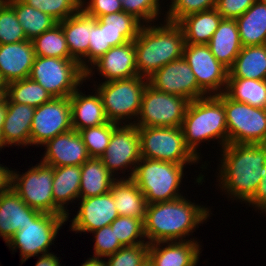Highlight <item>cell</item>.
<instances>
[{
    "label": "cell",
    "mask_w": 266,
    "mask_h": 266,
    "mask_svg": "<svg viewBox=\"0 0 266 266\" xmlns=\"http://www.w3.org/2000/svg\"><path fill=\"white\" fill-rule=\"evenodd\" d=\"M216 182L233 201L247 203L255 194L266 165V144H227L221 150Z\"/></svg>",
    "instance_id": "cell-1"
},
{
    "label": "cell",
    "mask_w": 266,
    "mask_h": 266,
    "mask_svg": "<svg viewBox=\"0 0 266 266\" xmlns=\"http://www.w3.org/2000/svg\"><path fill=\"white\" fill-rule=\"evenodd\" d=\"M183 196L169 202L147 204L143 221L148 244L170 241L196 240L188 238L208 220L209 208L191 202ZM197 204V205H196ZM187 237V239H186Z\"/></svg>",
    "instance_id": "cell-2"
},
{
    "label": "cell",
    "mask_w": 266,
    "mask_h": 266,
    "mask_svg": "<svg viewBox=\"0 0 266 266\" xmlns=\"http://www.w3.org/2000/svg\"><path fill=\"white\" fill-rule=\"evenodd\" d=\"M137 75L148 79L164 65L183 57L185 39L182 28L169 21L142 25L133 40Z\"/></svg>",
    "instance_id": "cell-3"
},
{
    "label": "cell",
    "mask_w": 266,
    "mask_h": 266,
    "mask_svg": "<svg viewBox=\"0 0 266 266\" xmlns=\"http://www.w3.org/2000/svg\"><path fill=\"white\" fill-rule=\"evenodd\" d=\"M181 128L186 146L200 160L204 158L198 150L202 142L217 140L220 150L228 144L224 104L215 95L191 101Z\"/></svg>",
    "instance_id": "cell-4"
},
{
    "label": "cell",
    "mask_w": 266,
    "mask_h": 266,
    "mask_svg": "<svg viewBox=\"0 0 266 266\" xmlns=\"http://www.w3.org/2000/svg\"><path fill=\"white\" fill-rule=\"evenodd\" d=\"M186 165L141 158L131 179L144 194L147 204L173 201L183 197L180 187Z\"/></svg>",
    "instance_id": "cell-5"
},
{
    "label": "cell",
    "mask_w": 266,
    "mask_h": 266,
    "mask_svg": "<svg viewBox=\"0 0 266 266\" xmlns=\"http://www.w3.org/2000/svg\"><path fill=\"white\" fill-rule=\"evenodd\" d=\"M98 83L97 85L93 83V90H96L101 97L108 121L119 125H134L140 112L142 95L148 79L135 76Z\"/></svg>",
    "instance_id": "cell-6"
},
{
    "label": "cell",
    "mask_w": 266,
    "mask_h": 266,
    "mask_svg": "<svg viewBox=\"0 0 266 266\" xmlns=\"http://www.w3.org/2000/svg\"><path fill=\"white\" fill-rule=\"evenodd\" d=\"M29 78L53 98L70 97L85 80V71L75 59L36 56Z\"/></svg>",
    "instance_id": "cell-7"
},
{
    "label": "cell",
    "mask_w": 266,
    "mask_h": 266,
    "mask_svg": "<svg viewBox=\"0 0 266 266\" xmlns=\"http://www.w3.org/2000/svg\"><path fill=\"white\" fill-rule=\"evenodd\" d=\"M138 135L141 158L190 166L202 161L186 146L181 127H138Z\"/></svg>",
    "instance_id": "cell-8"
},
{
    "label": "cell",
    "mask_w": 266,
    "mask_h": 266,
    "mask_svg": "<svg viewBox=\"0 0 266 266\" xmlns=\"http://www.w3.org/2000/svg\"><path fill=\"white\" fill-rule=\"evenodd\" d=\"M223 104L228 130V144H266V108H255L215 95Z\"/></svg>",
    "instance_id": "cell-9"
},
{
    "label": "cell",
    "mask_w": 266,
    "mask_h": 266,
    "mask_svg": "<svg viewBox=\"0 0 266 266\" xmlns=\"http://www.w3.org/2000/svg\"><path fill=\"white\" fill-rule=\"evenodd\" d=\"M67 215H55L40 212L24 228L17 231L6 246L14 252L19 250L20 263L30 257L50 253V246L56 241L59 230L65 225ZM65 222V223H64Z\"/></svg>",
    "instance_id": "cell-10"
},
{
    "label": "cell",
    "mask_w": 266,
    "mask_h": 266,
    "mask_svg": "<svg viewBox=\"0 0 266 266\" xmlns=\"http://www.w3.org/2000/svg\"><path fill=\"white\" fill-rule=\"evenodd\" d=\"M54 167L42 162L25 173L13 170L12 189L32 209L42 213L66 215L53 200Z\"/></svg>",
    "instance_id": "cell-11"
},
{
    "label": "cell",
    "mask_w": 266,
    "mask_h": 266,
    "mask_svg": "<svg viewBox=\"0 0 266 266\" xmlns=\"http://www.w3.org/2000/svg\"><path fill=\"white\" fill-rule=\"evenodd\" d=\"M190 101L160 92L147 84L142 95L137 127H181Z\"/></svg>",
    "instance_id": "cell-12"
},
{
    "label": "cell",
    "mask_w": 266,
    "mask_h": 266,
    "mask_svg": "<svg viewBox=\"0 0 266 266\" xmlns=\"http://www.w3.org/2000/svg\"><path fill=\"white\" fill-rule=\"evenodd\" d=\"M100 159L116 179L132 178L136 164L141 159L138 127L133 124L118 125L113 130L109 145ZM126 170L130 172L128 176L125 175ZM118 171L125 176L120 177L121 173Z\"/></svg>",
    "instance_id": "cell-13"
},
{
    "label": "cell",
    "mask_w": 266,
    "mask_h": 266,
    "mask_svg": "<svg viewBox=\"0 0 266 266\" xmlns=\"http://www.w3.org/2000/svg\"><path fill=\"white\" fill-rule=\"evenodd\" d=\"M183 58L192 69L198 86L207 95L225 92L229 69L216 59L207 44L185 43Z\"/></svg>",
    "instance_id": "cell-14"
},
{
    "label": "cell",
    "mask_w": 266,
    "mask_h": 266,
    "mask_svg": "<svg viewBox=\"0 0 266 266\" xmlns=\"http://www.w3.org/2000/svg\"><path fill=\"white\" fill-rule=\"evenodd\" d=\"M71 129L70 97L52 98L35 109L31 123L30 146L42 147L55 136Z\"/></svg>",
    "instance_id": "cell-15"
},
{
    "label": "cell",
    "mask_w": 266,
    "mask_h": 266,
    "mask_svg": "<svg viewBox=\"0 0 266 266\" xmlns=\"http://www.w3.org/2000/svg\"><path fill=\"white\" fill-rule=\"evenodd\" d=\"M154 89L188 99L190 102L208 96L199 86L196 77L183 57L157 70L148 78Z\"/></svg>",
    "instance_id": "cell-16"
},
{
    "label": "cell",
    "mask_w": 266,
    "mask_h": 266,
    "mask_svg": "<svg viewBox=\"0 0 266 266\" xmlns=\"http://www.w3.org/2000/svg\"><path fill=\"white\" fill-rule=\"evenodd\" d=\"M78 201L80 202L77 204V213L70 219L69 227L70 231L76 232L75 234L91 233L109 226L119 216L111 191Z\"/></svg>",
    "instance_id": "cell-17"
},
{
    "label": "cell",
    "mask_w": 266,
    "mask_h": 266,
    "mask_svg": "<svg viewBox=\"0 0 266 266\" xmlns=\"http://www.w3.org/2000/svg\"><path fill=\"white\" fill-rule=\"evenodd\" d=\"M135 58L136 50L133 41H129L124 45L111 47L88 68L85 72V80H91V77L95 74V69L100 74L99 76H103V82L138 76Z\"/></svg>",
    "instance_id": "cell-18"
},
{
    "label": "cell",
    "mask_w": 266,
    "mask_h": 266,
    "mask_svg": "<svg viewBox=\"0 0 266 266\" xmlns=\"http://www.w3.org/2000/svg\"><path fill=\"white\" fill-rule=\"evenodd\" d=\"M40 162L51 167L81 166L90 156L80 134L74 130L60 133L44 145Z\"/></svg>",
    "instance_id": "cell-19"
},
{
    "label": "cell",
    "mask_w": 266,
    "mask_h": 266,
    "mask_svg": "<svg viewBox=\"0 0 266 266\" xmlns=\"http://www.w3.org/2000/svg\"><path fill=\"white\" fill-rule=\"evenodd\" d=\"M200 241H170L149 244L148 259L154 266H197Z\"/></svg>",
    "instance_id": "cell-20"
},
{
    "label": "cell",
    "mask_w": 266,
    "mask_h": 266,
    "mask_svg": "<svg viewBox=\"0 0 266 266\" xmlns=\"http://www.w3.org/2000/svg\"><path fill=\"white\" fill-rule=\"evenodd\" d=\"M36 54L31 40L0 45V73L8 83L29 78Z\"/></svg>",
    "instance_id": "cell-21"
},
{
    "label": "cell",
    "mask_w": 266,
    "mask_h": 266,
    "mask_svg": "<svg viewBox=\"0 0 266 266\" xmlns=\"http://www.w3.org/2000/svg\"><path fill=\"white\" fill-rule=\"evenodd\" d=\"M64 32L70 55L86 72L89 68V39L92 17L83 10L58 23Z\"/></svg>",
    "instance_id": "cell-22"
},
{
    "label": "cell",
    "mask_w": 266,
    "mask_h": 266,
    "mask_svg": "<svg viewBox=\"0 0 266 266\" xmlns=\"http://www.w3.org/2000/svg\"><path fill=\"white\" fill-rule=\"evenodd\" d=\"M40 212L29 207L11 189L0 196V237L7 243L10 238L24 228Z\"/></svg>",
    "instance_id": "cell-23"
},
{
    "label": "cell",
    "mask_w": 266,
    "mask_h": 266,
    "mask_svg": "<svg viewBox=\"0 0 266 266\" xmlns=\"http://www.w3.org/2000/svg\"><path fill=\"white\" fill-rule=\"evenodd\" d=\"M79 87L70 96L72 128L77 132L84 128L100 126L108 122L100 95L96 90L86 95Z\"/></svg>",
    "instance_id": "cell-24"
},
{
    "label": "cell",
    "mask_w": 266,
    "mask_h": 266,
    "mask_svg": "<svg viewBox=\"0 0 266 266\" xmlns=\"http://www.w3.org/2000/svg\"><path fill=\"white\" fill-rule=\"evenodd\" d=\"M35 109L27 104L7 103V112L2 128L3 139L7 147L30 146L31 123Z\"/></svg>",
    "instance_id": "cell-25"
},
{
    "label": "cell",
    "mask_w": 266,
    "mask_h": 266,
    "mask_svg": "<svg viewBox=\"0 0 266 266\" xmlns=\"http://www.w3.org/2000/svg\"><path fill=\"white\" fill-rule=\"evenodd\" d=\"M207 45L216 59L229 69L243 47L236 19L222 18Z\"/></svg>",
    "instance_id": "cell-26"
},
{
    "label": "cell",
    "mask_w": 266,
    "mask_h": 266,
    "mask_svg": "<svg viewBox=\"0 0 266 266\" xmlns=\"http://www.w3.org/2000/svg\"><path fill=\"white\" fill-rule=\"evenodd\" d=\"M80 182L81 166L54 167L53 200L67 215L66 221L69 220L71 214L67 209L69 203H76L79 199Z\"/></svg>",
    "instance_id": "cell-27"
},
{
    "label": "cell",
    "mask_w": 266,
    "mask_h": 266,
    "mask_svg": "<svg viewBox=\"0 0 266 266\" xmlns=\"http://www.w3.org/2000/svg\"><path fill=\"white\" fill-rule=\"evenodd\" d=\"M110 191L119 216L140 218L144 221L147 201L131 178L116 179Z\"/></svg>",
    "instance_id": "cell-28"
},
{
    "label": "cell",
    "mask_w": 266,
    "mask_h": 266,
    "mask_svg": "<svg viewBox=\"0 0 266 266\" xmlns=\"http://www.w3.org/2000/svg\"><path fill=\"white\" fill-rule=\"evenodd\" d=\"M221 20V14L213 8L185 16L177 24L183 30L185 43L208 44Z\"/></svg>",
    "instance_id": "cell-29"
},
{
    "label": "cell",
    "mask_w": 266,
    "mask_h": 266,
    "mask_svg": "<svg viewBox=\"0 0 266 266\" xmlns=\"http://www.w3.org/2000/svg\"><path fill=\"white\" fill-rule=\"evenodd\" d=\"M236 22L243 47L266 44V0H256Z\"/></svg>",
    "instance_id": "cell-30"
},
{
    "label": "cell",
    "mask_w": 266,
    "mask_h": 266,
    "mask_svg": "<svg viewBox=\"0 0 266 266\" xmlns=\"http://www.w3.org/2000/svg\"><path fill=\"white\" fill-rule=\"evenodd\" d=\"M115 180L100 158L90 157L81 165L79 199L108 193Z\"/></svg>",
    "instance_id": "cell-31"
},
{
    "label": "cell",
    "mask_w": 266,
    "mask_h": 266,
    "mask_svg": "<svg viewBox=\"0 0 266 266\" xmlns=\"http://www.w3.org/2000/svg\"><path fill=\"white\" fill-rule=\"evenodd\" d=\"M228 78L266 80V44L242 47Z\"/></svg>",
    "instance_id": "cell-32"
},
{
    "label": "cell",
    "mask_w": 266,
    "mask_h": 266,
    "mask_svg": "<svg viewBox=\"0 0 266 266\" xmlns=\"http://www.w3.org/2000/svg\"><path fill=\"white\" fill-rule=\"evenodd\" d=\"M5 1L14 9L17 19L28 40H34L36 37L58 24L50 15L28 6L21 0Z\"/></svg>",
    "instance_id": "cell-33"
},
{
    "label": "cell",
    "mask_w": 266,
    "mask_h": 266,
    "mask_svg": "<svg viewBox=\"0 0 266 266\" xmlns=\"http://www.w3.org/2000/svg\"><path fill=\"white\" fill-rule=\"evenodd\" d=\"M224 93L234 101L266 108V80L228 78Z\"/></svg>",
    "instance_id": "cell-34"
},
{
    "label": "cell",
    "mask_w": 266,
    "mask_h": 266,
    "mask_svg": "<svg viewBox=\"0 0 266 266\" xmlns=\"http://www.w3.org/2000/svg\"><path fill=\"white\" fill-rule=\"evenodd\" d=\"M52 98L49 92L30 78L8 83L6 103L27 104L37 108Z\"/></svg>",
    "instance_id": "cell-35"
},
{
    "label": "cell",
    "mask_w": 266,
    "mask_h": 266,
    "mask_svg": "<svg viewBox=\"0 0 266 266\" xmlns=\"http://www.w3.org/2000/svg\"><path fill=\"white\" fill-rule=\"evenodd\" d=\"M32 42L36 56L74 59L69 53L64 32L59 24L45 31Z\"/></svg>",
    "instance_id": "cell-36"
},
{
    "label": "cell",
    "mask_w": 266,
    "mask_h": 266,
    "mask_svg": "<svg viewBox=\"0 0 266 266\" xmlns=\"http://www.w3.org/2000/svg\"><path fill=\"white\" fill-rule=\"evenodd\" d=\"M119 124L107 122L100 126L79 130L84 145L90 157L100 158L109 145L113 130Z\"/></svg>",
    "instance_id": "cell-37"
},
{
    "label": "cell",
    "mask_w": 266,
    "mask_h": 266,
    "mask_svg": "<svg viewBox=\"0 0 266 266\" xmlns=\"http://www.w3.org/2000/svg\"><path fill=\"white\" fill-rule=\"evenodd\" d=\"M110 226L123 246L147 243L143 220L140 218L118 216Z\"/></svg>",
    "instance_id": "cell-38"
},
{
    "label": "cell",
    "mask_w": 266,
    "mask_h": 266,
    "mask_svg": "<svg viewBox=\"0 0 266 266\" xmlns=\"http://www.w3.org/2000/svg\"><path fill=\"white\" fill-rule=\"evenodd\" d=\"M23 3L50 15L58 23L82 10V0H21Z\"/></svg>",
    "instance_id": "cell-39"
},
{
    "label": "cell",
    "mask_w": 266,
    "mask_h": 266,
    "mask_svg": "<svg viewBox=\"0 0 266 266\" xmlns=\"http://www.w3.org/2000/svg\"><path fill=\"white\" fill-rule=\"evenodd\" d=\"M28 40L14 9L4 0L0 4V45Z\"/></svg>",
    "instance_id": "cell-40"
},
{
    "label": "cell",
    "mask_w": 266,
    "mask_h": 266,
    "mask_svg": "<svg viewBox=\"0 0 266 266\" xmlns=\"http://www.w3.org/2000/svg\"><path fill=\"white\" fill-rule=\"evenodd\" d=\"M163 20L177 23L181 18L215 8L217 0H170Z\"/></svg>",
    "instance_id": "cell-41"
},
{
    "label": "cell",
    "mask_w": 266,
    "mask_h": 266,
    "mask_svg": "<svg viewBox=\"0 0 266 266\" xmlns=\"http://www.w3.org/2000/svg\"><path fill=\"white\" fill-rule=\"evenodd\" d=\"M124 12L133 15L143 25L156 23L161 17L160 0H120ZM161 10V11H160Z\"/></svg>",
    "instance_id": "cell-42"
},
{
    "label": "cell",
    "mask_w": 266,
    "mask_h": 266,
    "mask_svg": "<svg viewBox=\"0 0 266 266\" xmlns=\"http://www.w3.org/2000/svg\"><path fill=\"white\" fill-rule=\"evenodd\" d=\"M149 244L123 246L105 258L107 266H141L148 259Z\"/></svg>",
    "instance_id": "cell-43"
},
{
    "label": "cell",
    "mask_w": 266,
    "mask_h": 266,
    "mask_svg": "<svg viewBox=\"0 0 266 266\" xmlns=\"http://www.w3.org/2000/svg\"><path fill=\"white\" fill-rule=\"evenodd\" d=\"M91 233L94 235L93 240L95 241L92 257L105 259L107 256L113 255L123 247L110 225L97 229Z\"/></svg>",
    "instance_id": "cell-44"
},
{
    "label": "cell",
    "mask_w": 266,
    "mask_h": 266,
    "mask_svg": "<svg viewBox=\"0 0 266 266\" xmlns=\"http://www.w3.org/2000/svg\"><path fill=\"white\" fill-rule=\"evenodd\" d=\"M97 20L106 28L125 30L133 39L137 37L139 30L143 25L133 15L128 14L124 11L100 16L99 18H97Z\"/></svg>",
    "instance_id": "cell-45"
},
{
    "label": "cell",
    "mask_w": 266,
    "mask_h": 266,
    "mask_svg": "<svg viewBox=\"0 0 266 266\" xmlns=\"http://www.w3.org/2000/svg\"><path fill=\"white\" fill-rule=\"evenodd\" d=\"M111 48L107 43L106 27L92 17V30L89 39V68Z\"/></svg>",
    "instance_id": "cell-46"
},
{
    "label": "cell",
    "mask_w": 266,
    "mask_h": 266,
    "mask_svg": "<svg viewBox=\"0 0 266 266\" xmlns=\"http://www.w3.org/2000/svg\"><path fill=\"white\" fill-rule=\"evenodd\" d=\"M82 10L96 19L100 16L123 11L120 0H82Z\"/></svg>",
    "instance_id": "cell-47"
},
{
    "label": "cell",
    "mask_w": 266,
    "mask_h": 266,
    "mask_svg": "<svg viewBox=\"0 0 266 266\" xmlns=\"http://www.w3.org/2000/svg\"><path fill=\"white\" fill-rule=\"evenodd\" d=\"M256 0H217L215 9L222 18L236 19L240 17Z\"/></svg>",
    "instance_id": "cell-48"
},
{
    "label": "cell",
    "mask_w": 266,
    "mask_h": 266,
    "mask_svg": "<svg viewBox=\"0 0 266 266\" xmlns=\"http://www.w3.org/2000/svg\"><path fill=\"white\" fill-rule=\"evenodd\" d=\"M254 208V210L264 213L266 216V165L264 166V173L262 180L254 194V196L246 203Z\"/></svg>",
    "instance_id": "cell-49"
},
{
    "label": "cell",
    "mask_w": 266,
    "mask_h": 266,
    "mask_svg": "<svg viewBox=\"0 0 266 266\" xmlns=\"http://www.w3.org/2000/svg\"><path fill=\"white\" fill-rule=\"evenodd\" d=\"M107 43L111 47L124 45L134 39L123 29L106 28Z\"/></svg>",
    "instance_id": "cell-50"
},
{
    "label": "cell",
    "mask_w": 266,
    "mask_h": 266,
    "mask_svg": "<svg viewBox=\"0 0 266 266\" xmlns=\"http://www.w3.org/2000/svg\"><path fill=\"white\" fill-rule=\"evenodd\" d=\"M12 168L0 164V196L12 189Z\"/></svg>",
    "instance_id": "cell-51"
},
{
    "label": "cell",
    "mask_w": 266,
    "mask_h": 266,
    "mask_svg": "<svg viewBox=\"0 0 266 266\" xmlns=\"http://www.w3.org/2000/svg\"><path fill=\"white\" fill-rule=\"evenodd\" d=\"M57 257L54 252L46 253L39 255L37 263L35 266H61L62 263H60L61 258Z\"/></svg>",
    "instance_id": "cell-52"
},
{
    "label": "cell",
    "mask_w": 266,
    "mask_h": 266,
    "mask_svg": "<svg viewBox=\"0 0 266 266\" xmlns=\"http://www.w3.org/2000/svg\"><path fill=\"white\" fill-rule=\"evenodd\" d=\"M81 266H107L103 258L89 257Z\"/></svg>",
    "instance_id": "cell-53"
},
{
    "label": "cell",
    "mask_w": 266,
    "mask_h": 266,
    "mask_svg": "<svg viewBox=\"0 0 266 266\" xmlns=\"http://www.w3.org/2000/svg\"><path fill=\"white\" fill-rule=\"evenodd\" d=\"M6 112H7V103L5 101L2 105H0V130H2L3 128Z\"/></svg>",
    "instance_id": "cell-54"
},
{
    "label": "cell",
    "mask_w": 266,
    "mask_h": 266,
    "mask_svg": "<svg viewBox=\"0 0 266 266\" xmlns=\"http://www.w3.org/2000/svg\"><path fill=\"white\" fill-rule=\"evenodd\" d=\"M0 90H8V82L1 73H0Z\"/></svg>",
    "instance_id": "cell-55"
},
{
    "label": "cell",
    "mask_w": 266,
    "mask_h": 266,
    "mask_svg": "<svg viewBox=\"0 0 266 266\" xmlns=\"http://www.w3.org/2000/svg\"><path fill=\"white\" fill-rule=\"evenodd\" d=\"M8 90H0V105H2L7 99Z\"/></svg>",
    "instance_id": "cell-56"
},
{
    "label": "cell",
    "mask_w": 266,
    "mask_h": 266,
    "mask_svg": "<svg viewBox=\"0 0 266 266\" xmlns=\"http://www.w3.org/2000/svg\"><path fill=\"white\" fill-rule=\"evenodd\" d=\"M3 147H7L5 145L4 139H3V135H2V130H0V151L3 149Z\"/></svg>",
    "instance_id": "cell-57"
},
{
    "label": "cell",
    "mask_w": 266,
    "mask_h": 266,
    "mask_svg": "<svg viewBox=\"0 0 266 266\" xmlns=\"http://www.w3.org/2000/svg\"><path fill=\"white\" fill-rule=\"evenodd\" d=\"M141 266H154L149 259H147Z\"/></svg>",
    "instance_id": "cell-58"
}]
</instances>
